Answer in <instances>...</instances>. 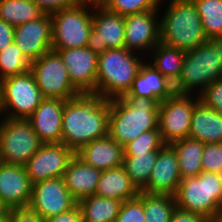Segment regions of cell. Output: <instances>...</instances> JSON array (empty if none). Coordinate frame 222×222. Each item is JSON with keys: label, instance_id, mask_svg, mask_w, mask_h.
Here are the masks:
<instances>
[{"label": "cell", "instance_id": "52a82bcc", "mask_svg": "<svg viewBox=\"0 0 222 222\" xmlns=\"http://www.w3.org/2000/svg\"><path fill=\"white\" fill-rule=\"evenodd\" d=\"M92 8V2L83 1L77 6L51 13L52 50L87 47L92 30Z\"/></svg>", "mask_w": 222, "mask_h": 222}, {"label": "cell", "instance_id": "ee69618b", "mask_svg": "<svg viewBox=\"0 0 222 222\" xmlns=\"http://www.w3.org/2000/svg\"><path fill=\"white\" fill-rule=\"evenodd\" d=\"M206 222H222V214L207 217Z\"/></svg>", "mask_w": 222, "mask_h": 222}, {"label": "cell", "instance_id": "bcb514c9", "mask_svg": "<svg viewBox=\"0 0 222 222\" xmlns=\"http://www.w3.org/2000/svg\"><path fill=\"white\" fill-rule=\"evenodd\" d=\"M6 211H7L6 208L2 205L0 201V214H4Z\"/></svg>", "mask_w": 222, "mask_h": 222}, {"label": "cell", "instance_id": "3957f363", "mask_svg": "<svg viewBox=\"0 0 222 222\" xmlns=\"http://www.w3.org/2000/svg\"><path fill=\"white\" fill-rule=\"evenodd\" d=\"M222 78V36L208 38L186 51L182 72L174 83L175 93L199 95L209 84ZM193 92V93H192Z\"/></svg>", "mask_w": 222, "mask_h": 222}, {"label": "cell", "instance_id": "83f0119b", "mask_svg": "<svg viewBox=\"0 0 222 222\" xmlns=\"http://www.w3.org/2000/svg\"><path fill=\"white\" fill-rule=\"evenodd\" d=\"M150 54L153 55L151 57L152 61H149L150 64L174 84L181 75L186 51L160 42L153 48Z\"/></svg>", "mask_w": 222, "mask_h": 222}, {"label": "cell", "instance_id": "8992f818", "mask_svg": "<svg viewBox=\"0 0 222 222\" xmlns=\"http://www.w3.org/2000/svg\"><path fill=\"white\" fill-rule=\"evenodd\" d=\"M178 208L211 217L222 214L221 174L202 171L181 180L174 195Z\"/></svg>", "mask_w": 222, "mask_h": 222}, {"label": "cell", "instance_id": "30bf717a", "mask_svg": "<svg viewBox=\"0 0 222 222\" xmlns=\"http://www.w3.org/2000/svg\"><path fill=\"white\" fill-rule=\"evenodd\" d=\"M36 85L43 98L70 100L82 94L72 83L59 53L49 50L31 62Z\"/></svg>", "mask_w": 222, "mask_h": 222}, {"label": "cell", "instance_id": "44dd1931", "mask_svg": "<svg viewBox=\"0 0 222 222\" xmlns=\"http://www.w3.org/2000/svg\"><path fill=\"white\" fill-rule=\"evenodd\" d=\"M75 155L84 163L103 171L123 165L124 146L107 135L81 147Z\"/></svg>", "mask_w": 222, "mask_h": 222}, {"label": "cell", "instance_id": "f546056e", "mask_svg": "<svg viewBox=\"0 0 222 222\" xmlns=\"http://www.w3.org/2000/svg\"><path fill=\"white\" fill-rule=\"evenodd\" d=\"M159 151L124 154L123 166L135 187L142 191L148 184Z\"/></svg>", "mask_w": 222, "mask_h": 222}, {"label": "cell", "instance_id": "7c38bea8", "mask_svg": "<svg viewBox=\"0 0 222 222\" xmlns=\"http://www.w3.org/2000/svg\"><path fill=\"white\" fill-rule=\"evenodd\" d=\"M75 152L63 143H44L24 165L32 184L62 178Z\"/></svg>", "mask_w": 222, "mask_h": 222}, {"label": "cell", "instance_id": "4316f807", "mask_svg": "<svg viewBox=\"0 0 222 222\" xmlns=\"http://www.w3.org/2000/svg\"><path fill=\"white\" fill-rule=\"evenodd\" d=\"M122 203L95 194L78 201L83 222H115Z\"/></svg>", "mask_w": 222, "mask_h": 222}, {"label": "cell", "instance_id": "ab89813d", "mask_svg": "<svg viewBox=\"0 0 222 222\" xmlns=\"http://www.w3.org/2000/svg\"><path fill=\"white\" fill-rule=\"evenodd\" d=\"M45 13H53L60 9L81 4L84 0H33Z\"/></svg>", "mask_w": 222, "mask_h": 222}, {"label": "cell", "instance_id": "7dc6e473", "mask_svg": "<svg viewBox=\"0 0 222 222\" xmlns=\"http://www.w3.org/2000/svg\"><path fill=\"white\" fill-rule=\"evenodd\" d=\"M84 1L99 4L102 0H84Z\"/></svg>", "mask_w": 222, "mask_h": 222}, {"label": "cell", "instance_id": "5bb4252c", "mask_svg": "<svg viewBox=\"0 0 222 222\" xmlns=\"http://www.w3.org/2000/svg\"><path fill=\"white\" fill-rule=\"evenodd\" d=\"M78 201L70 194L64 178H54L40 181L32 186L29 207L43 219L74 208Z\"/></svg>", "mask_w": 222, "mask_h": 222}, {"label": "cell", "instance_id": "6da1fadb", "mask_svg": "<svg viewBox=\"0 0 222 222\" xmlns=\"http://www.w3.org/2000/svg\"><path fill=\"white\" fill-rule=\"evenodd\" d=\"M110 100L82 93L66 100L62 117V143L75 153L95 139L108 135Z\"/></svg>", "mask_w": 222, "mask_h": 222}, {"label": "cell", "instance_id": "5b68a950", "mask_svg": "<svg viewBox=\"0 0 222 222\" xmlns=\"http://www.w3.org/2000/svg\"><path fill=\"white\" fill-rule=\"evenodd\" d=\"M138 56L140 54L136 55L125 47L107 49L99 54L96 95L110 100L127 94L144 62L141 56Z\"/></svg>", "mask_w": 222, "mask_h": 222}, {"label": "cell", "instance_id": "9a60e30c", "mask_svg": "<svg viewBox=\"0 0 222 222\" xmlns=\"http://www.w3.org/2000/svg\"><path fill=\"white\" fill-rule=\"evenodd\" d=\"M158 10L124 16L125 48L132 52H151L160 43V20ZM157 19V20H156ZM157 21V22H156ZM143 50V51H142Z\"/></svg>", "mask_w": 222, "mask_h": 222}, {"label": "cell", "instance_id": "7a4b0ae2", "mask_svg": "<svg viewBox=\"0 0 222 222\" xmlns=\"http://www.w3.org/2000/svg\"><path fill=\"white\" fill-rule=\"evenodd\" d=\"M159 105L148 97L110 99L108 135L124 146L142 133L158 129Z\"/></svg>", "mask_w": 222, "mask_h": 222}, {"label": "cell", "instance_id": "cb8c5ba5", "mask_svg": "<svg viewBox=\"0 0 222 222\" xmlns=\"http://www.w3.org/2000/svg\"><path fill=\"white\" fill-rule=\"evenodd\" d=\"M189 138L204 144L222 143V115L199 101L192 114Z\"/></svg>", "mask_w": 222, "mask_h": 222}, {"label": "cell", "instance_id": "f6af8a7d", "mask_svg": "<svg viewBox=\"0 0 222 222\" xmlns=\"http://www.w3.org/2000/svg\"><path fill=\"white\" fill-rule=\"evenodd\" d=\"M0 222H7V211L4 214H0Z\"/></svg>", "mask_w": 222, "mask_h": 222}, {"label": "cell", "instance_id": "836d02e7", "mask_svg": "<svg viewBox=\"0 0 222 222\" xmlns=\"http://www.w3.org/2000/svg\"><path fill=\"white\" fill-rule=\"evenodd\" d=\"M162 0H102L99 4L109 12L126 16L148 10L160 11Z\"/></svg>", "mask_w": 222, "mask_h": 222}, {"label": "cell", "instance_id": "f1b7e54d", "mask_svg": "<svg viewBox=\"0 0 222 222\" xmlns=\"http://www.w3.org/2000/svg\"><path fill=\"white\" fill-rule=\"evenodd\" d=\"M44 13L33 0H0V19L13 27L36 20Z\"/></svg>", "mask_w": 222, "mask_h": 222}, {"label": "cell", "instance_id": "74e56055", "mask_svg": "<svg viewBox=\"0 0 222 222\" xmlns=\"http://www.w3.org/2000/svg\"><path fill=\"white\" fill-rule=\"evenodd\" d=\"M198 96L204 105L222 115V78L209 84Z\"/></svg>", "mask_w": 222, "mask_h": 222}, {"label": "cell", "instance_id": "e0dca14e", "mask_svg": "<svg viewBox=\"0 0 222 222\" xmlns=\"http://www.w3.org/2000/svg\"><path fill=\"white\" fill-rule=\"evenodd\" d=\"M13 39L30 62L39 59L52 49L51 14L16 26Z\"/></svg>", "mask_w": 222, "mask_h": 222}, {"label": "cell", "instance_id": "ffe728a7", "mask_svg": "<svg viewBox=\"0 0 222 222\" xmlns=\"http://www.w3.org/2000/svg\"><path fill=\"white\" fill-rule=\"evenodd\" d=\"M65 100L44 98L27 118L43 143H62V117Z\"/></svg>", "mask_w": 222, "mask_h": 222}, {"label": "cell", "instance_id": "2e32d148", "mask_svg": "<svg viewBox=\"0 0 222 222\" xmlns=\"http://www.w3.org/2000/svg\"><path fill=\"white\" fill-rule=\"evenodd\" d=\"M65 64L71 83L81 93L96 95L98 54L88 47L57 51Z\"/></svg>", "mask_w": 222, "mask_h": 222}, {"label": "cell", "instance_id": "7402d4cb", "mask_svg": "<svg viewBox=\"0 0 222 222\" xmlns=\"http://www.w3.org/2000/svg\"><path fill=\"white\" fill-rule=\"evenodd\" d=\"M175 93L174 84L145 60L124 96L148 97L159 103Z\"/></svg>", "mask_w": 222, "mask_h": 222}, {"label": "cell", "instance_id": "7bdbcfd3", "mask_svg": "<svg viewBox=\"0 0 222 222\" xmlns=\"http://www.w3.org/2000/svg\"><path fill=\"white\" fill-rule=\"evenodd\" d=\"M14 30L15 27L0 19V51L14 41Z\"/></svg>", "mask_w": 222, "mask_h": 222}, {"label": "cell", "instance_id": "ac0fdd59", "mask_svg": "<svg viewBox=\"0 0 222 222\" xmlns=\"http://www.w3.org/2000/svg\"><path fill=\"white\" fill-rule=\"evenodd\" d=\"M32 186L24 166L0 162V201L6 210L28 207Z\"/></svg>", "mask_w": 222, "mask_h": 222}, {"label": "cell", "instance_id": "4dcf8cb0", "mask_svg": "<svg viewBox=\"0 0 222 222\" xmlns=\"http://www.w3.org/2000/svg\"><path fill=\"white\" fill-rule=\"evenodd\" d=\"M177 207L174 196L143 191V209L146 222H170Z\"/></svg>", "mask_w": 222, "mask_h": 222}, {"label": "cell", "instance_id": "9c48e42d", "mask_svg": "<svg viewBox=\"0 0 222 222\" xmlns=\"http://www.w3.org/2000/svg\"><path fill=\"white\" fill-rule=\"evenodd\" d=\"M3 120V121H2ZM0 122V160L24 166L44 144L27 119H7Z\"/></svg>", "mask_w": 222, "mask_h": 222}, {"label": "cell", "instance_id": "8d00e7d4", "mask_svg": "<svg viewBox=\"0 0 222 222\" xmlns=\"http://www.w3.org/2000/svg\"><path fill=\"white\" fill-rule=\"evenodd\" d=\"M202 171L222 173V143L204 144Z\"/></svg>", "mask_w": 222, "mask_h": 222}, {"label": "cell", "instance_id": "d4e9b609", "mask_svg": "<svg viewBox=\"0 0 222 222\" xmlns=\"http://www.w3.org/2000/svg\"><path fill=\"white\" fill-rule=\"evenodd\" d=\"M139 192L122 165L102 171L95 195L124 202L136 198Z\"/></svg>", "mask_w": 222, "mask_h": 222}, {"label": "cell", "instance_id": "d590c367", "mask_svg": "<svg viewBox=\"0 0 222 222\" xmlns=\"http://www.w3.org/2000/svg\"><path fill=\"white\" fill-rule=\"evenodd\" d=\"M115 222H146L143 209V191L136 198L124 201Z\"/></svg>", "mask_w": 222, "mask_h": 222}, {"label": "cell", "instance_id": "4fadbf2b", "mask_svg": "<svg viewBox=\"0 0 222 222\" xmlns=\"http://www.w3.org/2000/svg\"><path fill=\"white\" fill-rule=\"evenodd\" d=\"M124 40V16L109 12L100 4L93 3L92 30L87 47L99 55L107 49L125 47Z\"/></svg>", "mask_w": 222, "mask_h": 222}, {"label": "cell", "instance_id": "1f68e13d", "mask_svg": "<svg viewBox=\"0 0 222 222\" xmlns=\"http://www.w3.org/2000/svg\"><path fill=\"white\" fill-rule=\"evenodd\" d=\"M207 38L222 36V0H192Z\"/></svg>", "mask_w": 222, "mask_h": 222}, {"label": "cell", "instance_id": "b9f144b4", "mask_svg": "<svg viewBox=\"0 0 222 222\" xmlns=\"http://www.w3.org/2000/svg\"><path fill=\"white\" fill-rule=\"evenodd\" d=\"M207 217L176 207L170 222H206Z\"/></svg>", "mask_w": 222, "mask_h": 222}, {"label": "cell", "instance_id": "ba28073f", "mask_svg": "<svg viewBox=\"0 0 222 222\" xmlns=\"http://www.w3.org/2000/svg\"><path fill=\"white\" fill-rule=\"evenodd\" d=\"M43 99L30 70L0 80V116L27 119Z\"/></svg>", "mask_w": 222, "mask_h": 222}, {"label": "cell", "instance_id": "d6a6232c", "mask_svg": "<svg viewBox=\"0 0 222 222\" xmlns=\"http://www.w3.org/2000/svg\"><path fill=\"white\" fill-rule=\"evenodd\" d=\"M31 62L23 54L19 46L13 41L0 51V80L30 70Z\"/></svg>", "mask_w": 222, "mask_h": 222}, {"label": "cell", "instance_id": "e575fe53", "mask_svg": "<svg viewBox=\"0 0 222 222\" xmlns=\"http://www.w3.org/2000/svg\"><path fill=\"white\" fill-rule=\"evenodd\" d=\"M164 145L159 129L150 130L125 144L124 154H146L159 151Z\"/></svg>", "mask_w": 222, "mask_h": 222}, {"label": "cell", "instance_id": "f35d334b", "mask_svg": "<svg viewBox=\"0 0 222 222\" xmlns=\"http://www.w3.org/2000/svg\"><path fill=\"white\" fill-rule=\"evenodd\" d=\"M43 218L28 207L7 210V222H43Z\"/></svg>", "mask_w": 222, "mask_h": 222}, {"label": "cell", "instance_id": "8fae6325", "mask_svg": "<svg viewBox=\"0 0 222 222\" xmlns=\"http://www.w3.org/2000/svg\"><path fill=\"white\" fill-rule=\"evenodd\" d=\"M199 101L196 94L192 97L191 94L174 93L160 102L158 129L164 144L189 137L192 114Z\"/></svg>", "mask_w": 222, "mask_h": 222}, {"label": "cell", "instance_id": "603a6c76", "mask_svg": "<svg viewBox=\"0 0 222 222\" xmlns=\"http://www.w3.org/2000/svg\"><path fill=\"white\" fill-rule=\"evenodd\" d=\"M102 171L84 163L76 155L71 159L64 181L70 194L77 200L95 194Z\"/></svg>", "mask_w": 222, "mask_h": 222}, {"label": "cell", "instance_id": "d6986e66", "mask_svg": "<svg viewBox=\"0 0 222 222\" xmlns=\"http://www.w3.org/2000/svg\"><path fill=\"white\" fill-rule=\"evenodd\" d=\"M181 180L177 154L170 144H165L159 150L150 180L142 191L174 196Z\"/></svg>", "mask_w": 222, "mask_h": 222}, {"label": "cell", "instance_id": "60d3db41", "mask_svg": "<svg viewBox=\"0 0 222 222\" xmlns=\"http://www.w3.org/2000/svg\"><path fill=\"white\" fill-rule=\"evenodd\" d=\"M43 222H82L81 209L77 204L71 210L46 218Z\"/></svg>", "mask_w": 222, "mask_h": 222}, {"label": "cell", "instance_id": "484cf974", "mask_svg": "<svg viewBox=\"0 0 222 222\" xmlns=\"http://www.w3.org/2000/svg\"><path fill=\"white\" fill-rule=\"evenodd\" d=\"M178 157L181 178L195 177L202 172L204 143L192 138H184L170 144Z\"/></svg>", "mask_w": 222, "mask_h": 222}, {"label": "cell", "instance_id": "277c9868", "mask_svg": "<svg viewBox=\"0 0 222 222\" xmlns=\"http://www.w3.org/2000/svg\"><path fill=\"white\" fill-rule=\"evenodd\" d=\"M160 20V42L183 51L207 42L201 17L192 0H169Z\"/></svg>", "mask_w": 222, "mask_h": 222}]
</instances>
